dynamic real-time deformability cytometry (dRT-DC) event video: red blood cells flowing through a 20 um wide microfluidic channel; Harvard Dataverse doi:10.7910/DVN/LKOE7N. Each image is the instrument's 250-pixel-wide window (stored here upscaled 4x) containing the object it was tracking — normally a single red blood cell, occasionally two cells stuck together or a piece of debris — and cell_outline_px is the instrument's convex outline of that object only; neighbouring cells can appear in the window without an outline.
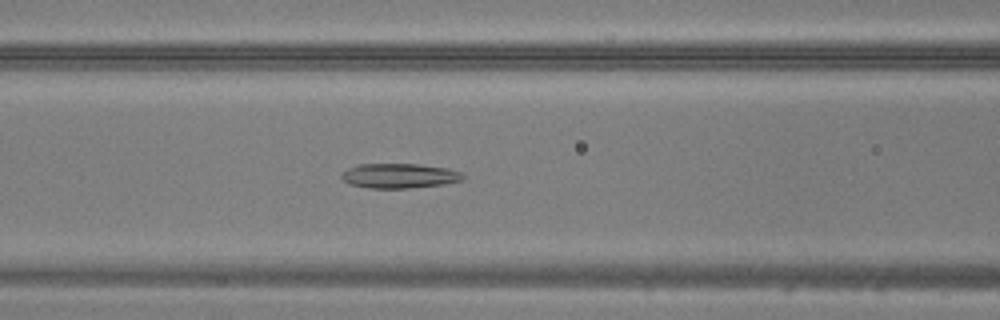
{"species": "common noctule bat (a hibernating species)", "species_latin": "Nyctalus noctula", "temperature_condition": "warm", "stored_images_in_passage": 48, "camera_frame_rate_fps": 3000, "um_per_image_px": 0.085, "animal": {"sex": "male", "body_mass_g": 20.5, "forearm_length_mm": 52.5}, "frame": {"image": 1, "passage_image": 21, "time_ms": 6.667, "image_size_px": [1000, 320], "cell_outline_px": [[464, 180], [444, 184], [408, 188], [368, 188], [352, 184], [344, 180], [340, 176], [348, 168], [356, 164], [416, 164], [448, 168], [460, 172], [464, 176]], "centroid_in_image_um": [33.96, 14.94], "position_along_channel_um": 132.6, "area_um2": 17.4}}
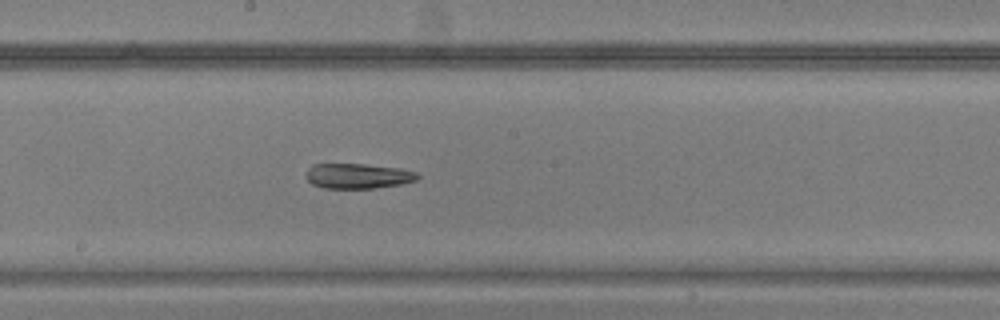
{"frame": {"image": 2, "passage_image": 27, "time_ms": 8.667, "image_size_px": [1000, 320], "cell_outline_px": [[420, 176], [416, 180], [400, 184], [376, 188], [324, 188], [312, 184], [304, 176], [308, 168], [312, 164], [364, 164], [400, 168], [416, 172]], "centroid_in_image_um": [30.4, 14.95], "position_along_channel_um": 217.8, "area_um2": 16.36}}
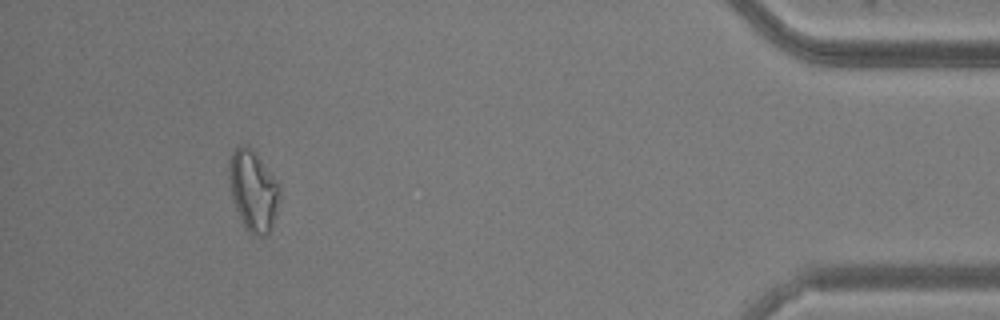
{"frame": {"image": 3, "passage_image": 45, "time_ms": 14.667, "image_size_px": [1000, 320], "cell_outline_px": [[280, 196], [276, 212], [268, 236], [256, 236], [248, 232], [236, 208], [232, 196], [228, 176], [228, 164], [232, 152], [240, 144], [248, 144], [252, 148], [280, 184]], "centroid_in_image_um": [21.53, 16.17], "position_along_channel_um": 413.7, "area_um2": 23.87}}